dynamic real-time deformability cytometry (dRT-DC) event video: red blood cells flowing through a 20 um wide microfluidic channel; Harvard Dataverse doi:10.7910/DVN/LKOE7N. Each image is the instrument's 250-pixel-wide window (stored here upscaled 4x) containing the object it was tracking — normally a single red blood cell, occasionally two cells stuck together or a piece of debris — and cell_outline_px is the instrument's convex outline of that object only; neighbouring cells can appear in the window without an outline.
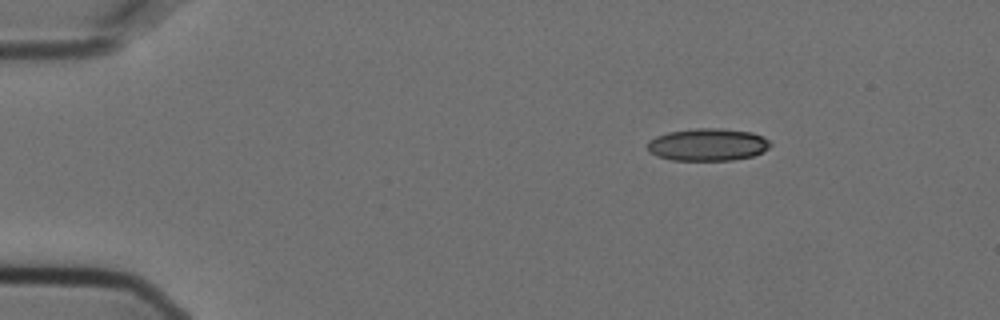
{"species": "Egyptian fruit bat (a non-hibernating species)", "species_latin": "Rousettus aegyptiacus", "temperature_condition": "cold", "stored_images_in_passage": 48, "camera_frame_rate_fps": 3000, "um_per_image_px": 0.085, "animal": {"sex": "female"}, "frame": {"image": 1, "passage_image": 1, "time_ms": 0.0, "image_size_px": [1000, 320], "cell_outline_px": [[772, 144], [768, 148], [752, 156], [732, 160], [672, 160], [656, 156], [648, 152], [648, 140], [656, 136], [668, 132], [696, 128], [720, 128], [752, 132], [768, 140]], "centroid_in_image_um": [60.11, 12.29], "position_along_channel_um": 24.9, "area_um2": 23.18}}
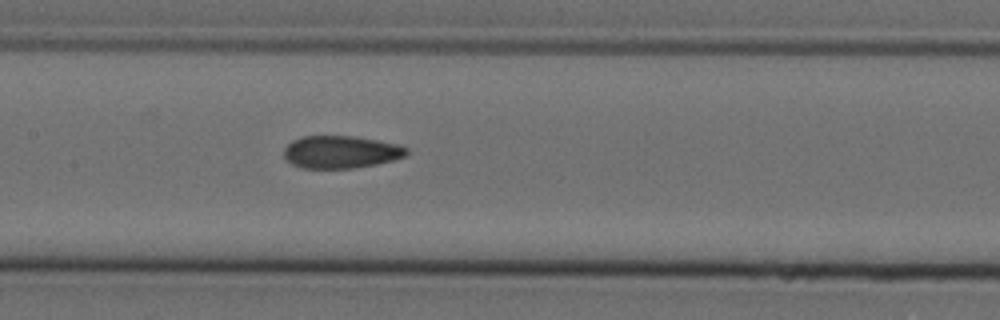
{"frame": {"image": 2, "passage_image": 20, "time_ms": 6.333, "image_size_px": [1000, 320], "cell_outline_px": [[408, 152], [404, 156], [392, 160], [376, 164], [352, 168], [300, 168], [292, 164], [284, 156], [284, 148], [292, 140], [304, 136], [352, 136], [376, 140], [396, 144], [408, 148]], "centroid_in_image_um": [28.94, 12.92], "position_along_channel_um": 178.5, "area_um2": 23.06}}
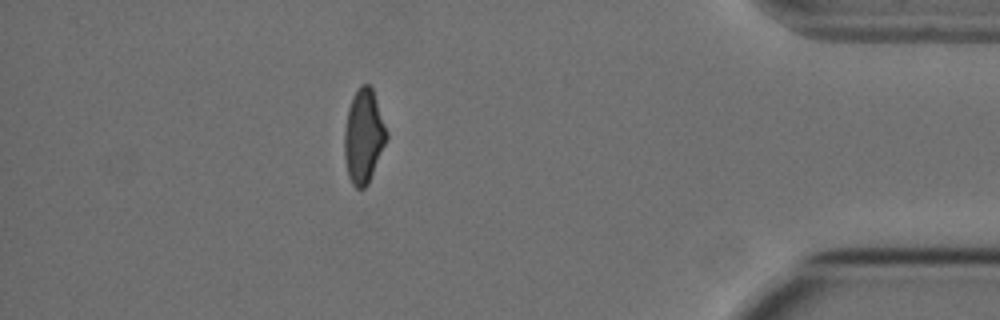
{"frame": {"image": 3, "passage_image": 42, "time_ms": 13.667, "image_size_px": [1000, 320], "cell_outline_px": [[388, 136], [368, 184], [364, 188], [356, 188], [352, 184], [348, 176], [344, 156], [344, 132], [348, 108], [352, 96], [360, 84], [368, 84], [372, 88], [388, 132]], "centroid_in_image_um": [30.89, 11.57], "position_along_channel_um": 404.3, "area_um2": 23.06}, "authors_computed_cell_mechanics": {"area_um2": 23.7269, "velocity_mm_per_s": 3.6388, "shape_relaxation_time_tau1_ms": 7.0399, "shape_relaxation_time_tau2_ms": 1.4644, "deformation_change_tau1": 0.1725, "deformation_change_tau2": 0.0833}}